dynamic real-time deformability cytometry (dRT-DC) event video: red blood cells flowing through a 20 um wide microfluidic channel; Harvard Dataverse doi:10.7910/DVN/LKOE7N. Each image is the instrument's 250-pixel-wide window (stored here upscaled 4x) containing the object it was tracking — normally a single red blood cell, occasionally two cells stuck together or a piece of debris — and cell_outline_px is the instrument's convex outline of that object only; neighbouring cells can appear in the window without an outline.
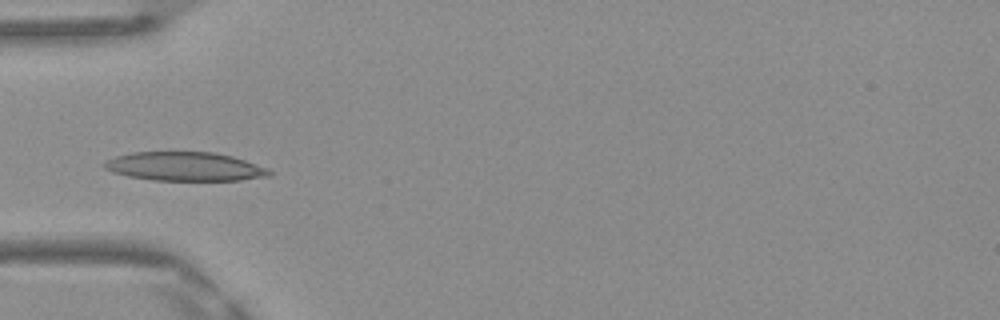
{"species": "Egyptian fruit bat (a non-hibernating species)", "species_latin": "Rousettus aegyptiacus", "temperature_condition": "warm", "stored_images_in_passage": 36, "camera_frame_rate_fps": 3000, "um_per_image_px": 0.085, "frame": {"image": 1, "passage_image": 3, "time_ms": 0.667, "image_size_px": [1000, 320], "cell_outline_px": [[272, 176], [240, 180], [152, 180], [128, 176], [112, 172], [104, 168], [100, 164], [116, 156], [132, 152], [216, 152], [232, 156], [268, 168], [272, 172]], "centroid_in_image_um": [15.71, 14.15], "position_along_channel_um": 69.3, "area_um2": 27.8}}
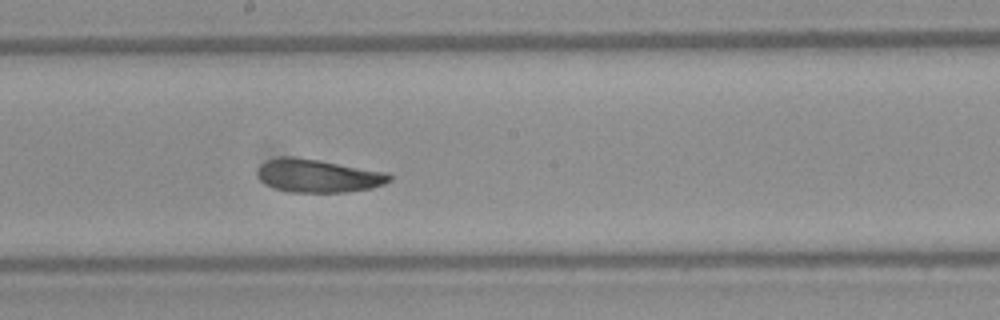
{"frame": {"image": 2, "passage_image": 14, "time_ms": 4.333, "image_size_px": [1000, 320], "cell_outline_px": [[392, 180], [384, 184], [372, 188], [348, 192], [288, 192], [264, 184], [260, 180], [256, 172], [260, 164], [268, 160], [280, 156], [292, 156], [320, 160], [388, 172], [392, 176]], "centroid_in_image_um": [27.04, 14.94], "position_along_channel_um": 221.2, "area_um2": 25.78}}
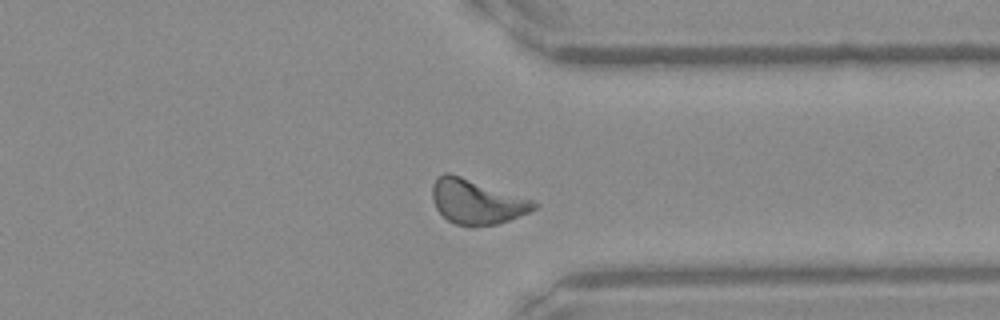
{"frame": {"image": 3, "passage_image": 25, "time_ms": 8.0, "image_size_px": [1000, 320], "cell_outline_px": [[540, 204], [536, 208], [528, 212], [508, 220], [496, 224], [472, 228], [468, 228], [456, 224], [448, 220], [436, 208], [432, 200], [432, 184], [436, 176], [444, 172], [448, 172], [532, 200]], "centroid_in_image_um": [40.46, 17.16], "position_along_channel_um": 370.9, "area_um2": 26.41}, "authors_computed_cell_mechanics": {"area_um2": 25.2875, "velocity_mm_per_s": 4.1289, "shape_relaxation_time_tau1_ms": 3.2441, "shape_relaxation_time_tau2_ms": 2.2271, "deformation_change_tau1": 0.1131, "deformation_change_tau2": 0.08}}